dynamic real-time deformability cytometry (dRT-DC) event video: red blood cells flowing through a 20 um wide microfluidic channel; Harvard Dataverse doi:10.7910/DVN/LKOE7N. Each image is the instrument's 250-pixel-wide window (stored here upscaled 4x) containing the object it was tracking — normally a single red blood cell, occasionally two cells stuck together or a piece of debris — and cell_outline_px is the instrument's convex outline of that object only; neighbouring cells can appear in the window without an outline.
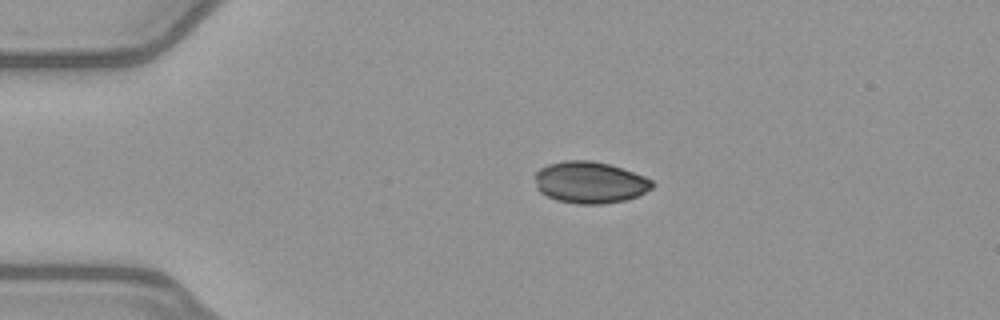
{"species": "common noctule bat (a hibernating species)", "species_latin": "Nyctalus noctula", "temperature_condition": "warm", "stored_images_in_passage": 41, "camera_frame_rate_fps": 3000, "um_per_image_px": 0.085, "animal": {"sex": "female", "body_mass_g": 21.9}, "frame": {"image": 1, "passage_image": 1, "time_ms": 0.0, "image_size_px": [1000, 320], "cell_outline_px": [[656, 184], [652, 188], [636, 196], [624, 200], [600, 204], [576, 204], [556, 200], [540, 192], [536, 188], [532, 176], [540, 168], [548, 164], [564, 160], [592, 160], [608, 164], [644, 176], [652, 180]], "centroid_in_image_um": [50.08, 15.5], "position_along_channel_um": 34.9, "area_um2": 28.61}}
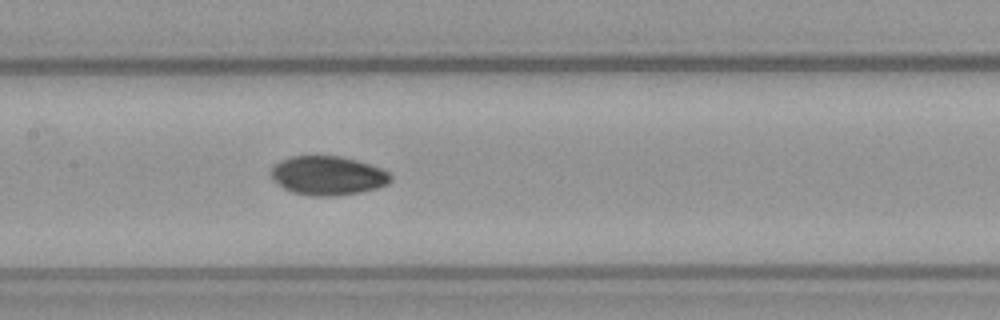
{"frame": {"image": 2, "passage_image": 15, "time_ms": 4.667, "image_size_px": [1000, 320], "cell_outline_px": [[392, 180], [388, 184], [376, 188], [360, 192], [336, 196], [312, 196], [292, 192], [284, 188], [272, 180], [268, 172], [280, 160], [292, 156], [340, 156], [356, 160], [384, 168], [392, 176]], "centroid_in_image_um": [27.86, 14.92], "position_along_channel_um": 179.5, "area_um2": 27.46}}
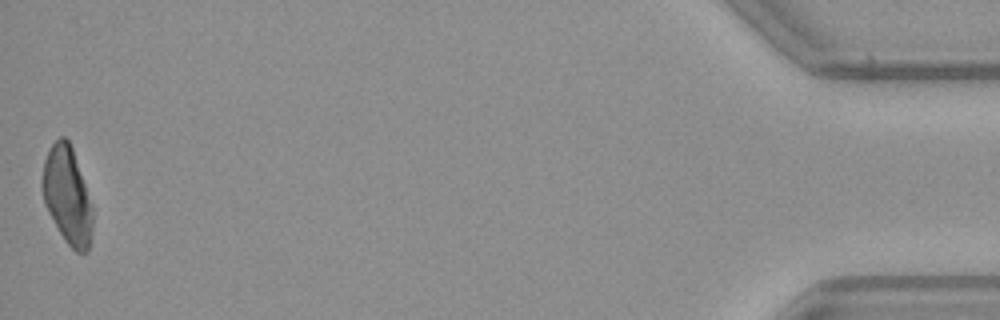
{"frame": {"image": 3, "passage_image": 41, "time_ms": 13.333, "image_size_px": [1000, 320], "cell_outline_px": [[92, 232], [88, 252], [76, 252], [64, 240], [48, 212], [44, 204], [40, 184], [44, 160], [52, 144], [60, 136], [64, 136], [68, 140], [72, 148], [92, 208]], "centroid_in_image_um": [5.68, 16.64], "position_along_channel_um": 429.5, "area_um2": 28.26}, "authors_computed_cell_mechanics": {"area_um2": 27.8018, "velocity_mm_per_s": 4.0149, "shape_relaxation_time_tau1_ms": 3.8567, "shape_relaxation_time_tau2_ms": 3.3921, "deformation_change_tau1": 0.0681, "deformation_change_tau2": 0.0321}}